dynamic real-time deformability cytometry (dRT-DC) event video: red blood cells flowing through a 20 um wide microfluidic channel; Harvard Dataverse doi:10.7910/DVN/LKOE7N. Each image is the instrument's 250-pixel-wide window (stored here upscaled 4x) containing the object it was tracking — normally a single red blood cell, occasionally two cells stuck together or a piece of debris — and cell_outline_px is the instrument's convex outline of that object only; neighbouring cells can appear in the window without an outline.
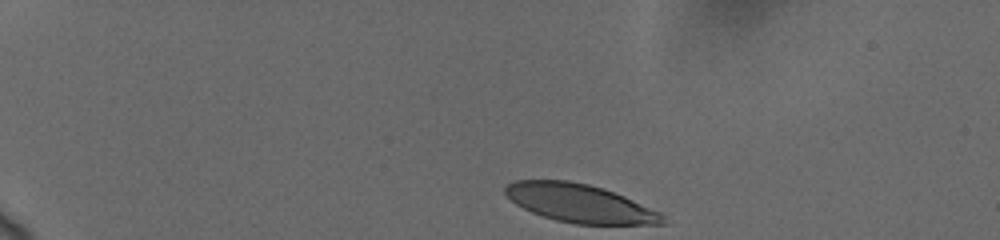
{"species": "human", "species_latin": "Homo sapiens", "temperature_condition": "cold", "stored_images_in_passage": 15, "camera_frame_rate_fps": 3000, "um_per_image_px": 0.085, "donor": {"sex": "female"}, "frame": {"image": 1, "passage_image": 1, "time_ms": 0.0, "image_size_px": [1000, 240], "cell_outline_px": [[668, 224], [576, 224], [556, 220], [532, 212], [516, 204], [504, 192], [504, 188], [508, 184], [516, 180], [568, 180], [588, 184], [604, 188], [624, 196], [660, 212], [664, 216]], "centroid_in_image_um": [49.31, 17.27], "position_along_channel_um": 35.7, "area_um2": 34.97}}
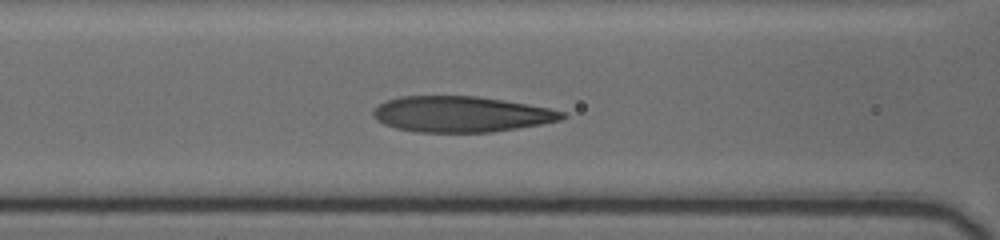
{"frame": {"image": 2, "passage_image": 7, "time_ms": 5.0, "image_size_px": [1000, 240], "cell_outline_px": [[568, 116], [560, 120], [540, 124], [492, 132], [416, 132], [396, 128], [384, 124], [376, 120], [372, 116], [372, 112], [380, 104], [388, 100], [400, 96], [476, 96], [548, 108], [564, 112]], "centroid_in_image_um": [39.16, 9.71], "position_along_channel_um": 127.4, "area_um2": 39.07}}
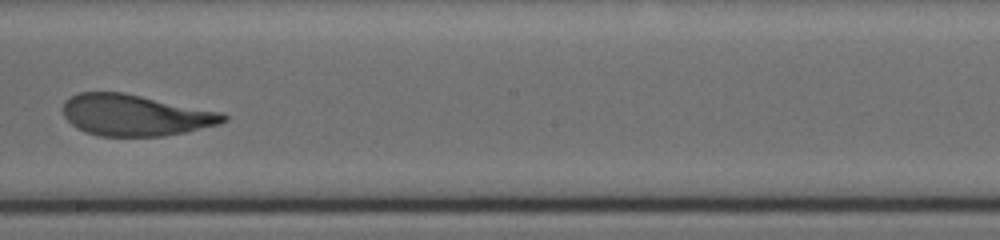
{"frame": {"image": 3, "passage_image": 13, "time_ms": 8.0, "image_size_px": [1000, 240], "cell_outline_px": [[228, 120], [220, 124], [184, 132], [164, 136], [100, 136], [84, 132], [76, 128], [64, 116], [64, 100], [80, 92], [120, 92], [224, 112], [228, 116]], "centroid_in_image_um": [11.51, 9.79], "position_along_channel_um": 236.7, "area_um2": 38.55}}